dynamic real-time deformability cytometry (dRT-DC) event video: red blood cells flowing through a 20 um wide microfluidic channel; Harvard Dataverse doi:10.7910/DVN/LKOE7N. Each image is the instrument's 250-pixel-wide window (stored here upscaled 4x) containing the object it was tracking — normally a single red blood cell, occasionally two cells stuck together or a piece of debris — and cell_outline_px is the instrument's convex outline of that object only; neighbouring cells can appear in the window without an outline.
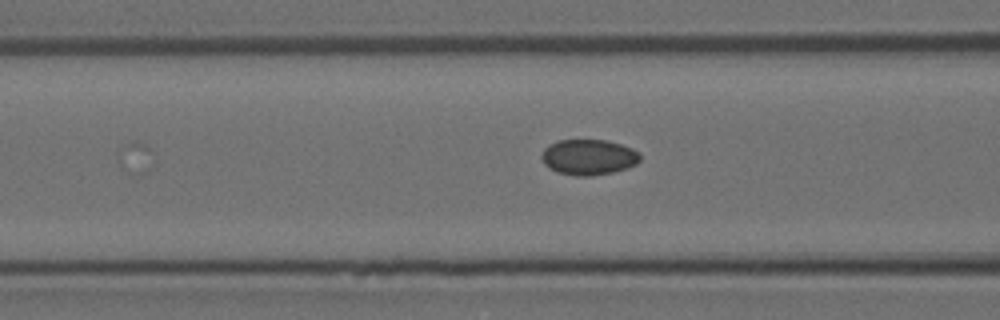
{"species": "Egyptian fruit bat (a non-hibernating species)", "species_latin": "Rousettus aegyptiacus", "temperature_condition": "room temperature", "stored_images_in_passage": 7, "camera_frame_rate_fps": 3000, "um_per_image_px": 0.085, "animal": {"sex": "female"}, "frame": {"image": 1, "passage_image": 5, "time_ms": 1.333, "image_size_px": [1000, 320], "cell_outline_px": [[640, 160], [636, 164], [628, 168], [612, 172], [592, 176], [576, 176], [556, 172], [548, 168], [544, 164], [540, 156], [544, 148], [560, 140], [604, 140], [620, 144], [632, 148], [640, 152]], "centroid_in_image_um": [50.03, 13.37], "position_along_channel_um": 116.6, "area_um2": 20.52}}
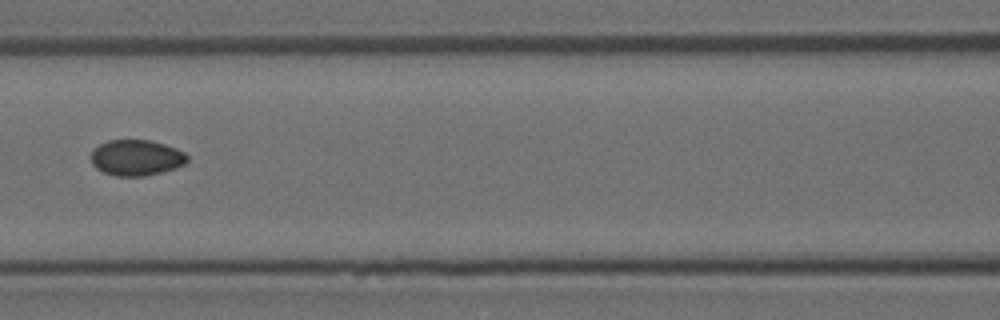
{"frame": {"image": 2, "passage_image": 6, "time_ms": 1.667, "image_size_px": [1000, 320], "cell_outline_px": [[188, 160], [184, 164], [160, 172], [144, 176], [116, 176], [104, 172], [96, 168], [92, 164], [92, 152], [100, 144], [108, 140], [148, 140], [164, 144], [176, 148], [184, 152], [188, 156]], "centroid_in_image_um": [11.58, 13.4], "position_along_channel_um": 155.0, "area_um2": 19.83}}